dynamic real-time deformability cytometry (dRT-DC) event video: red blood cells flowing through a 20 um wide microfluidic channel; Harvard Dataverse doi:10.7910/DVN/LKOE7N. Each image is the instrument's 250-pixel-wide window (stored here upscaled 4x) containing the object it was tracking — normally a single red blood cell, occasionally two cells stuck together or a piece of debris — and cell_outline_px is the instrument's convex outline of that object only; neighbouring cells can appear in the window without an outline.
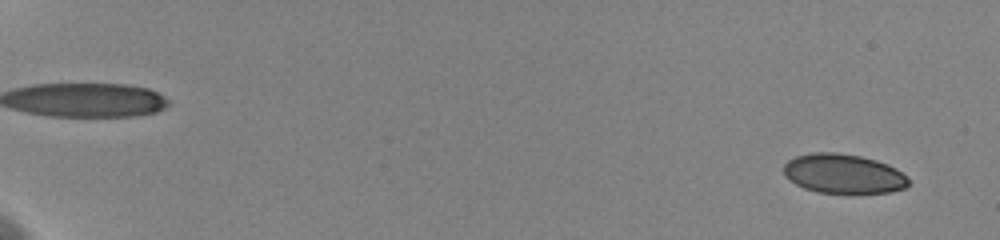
{"species": "human", "species_latin": "Homo sapiens", "temperature_condition": "cold", "stored_images_in_passage": 25, "camera_frame_rate_fps": 3000, "um_per_image_px": 0.085, "donor": {"sex": "female"}, "frame": {"image": 1, "passage_image": 3, "time_ms": 0.667, "image_size_px": [1000, 240], "cell_outline_px": [[908, 184], [904, 188], [888, 192], [816, 192], [804, 188], [788, 180], [784, 176], [784, 164], [788, 160], [796, 156], [812, 152], [836, 152], [860, 156], [876, 160], [888, 164], [896, 168], [908, 176]], "centroid_in_image_um": [71.67, 14.75], "position_along_channel_um": 13.3, "area_um2": 28.61}}
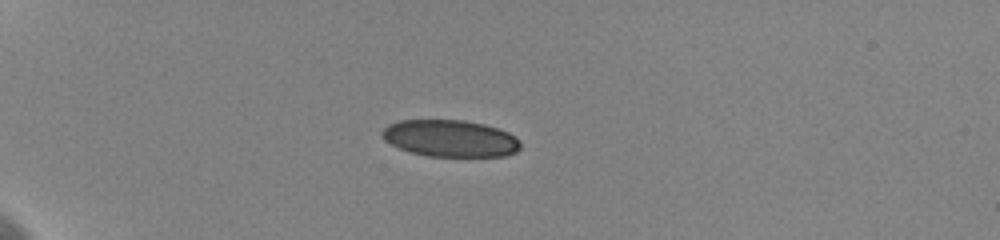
{"frame": {"image": 2, "passage_image": 14, "time_ms": 5.667, "image_size_px": [1000, 240], "cell_outline_px": [[520, 148], [516, 152], [504, 156], [428, 156], [408, 152], [384, 140], [380, 132], [388, 124], [400, 120], [464, 120], [484, 124], [508, 132], [516, 136], [520, 140]], "centroid_in_image_um": [38.27, 11.76], "position_along_channel_um": 46.7, "area_um2": 29.82}}